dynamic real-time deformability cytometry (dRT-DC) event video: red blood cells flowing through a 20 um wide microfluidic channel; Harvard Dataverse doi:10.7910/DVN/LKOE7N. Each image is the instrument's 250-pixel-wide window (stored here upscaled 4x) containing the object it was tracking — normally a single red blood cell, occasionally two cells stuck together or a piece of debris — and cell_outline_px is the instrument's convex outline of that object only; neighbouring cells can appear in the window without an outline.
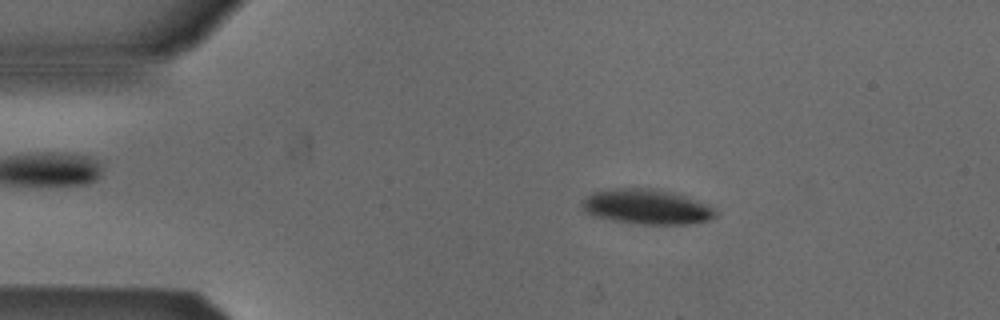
{"species": "Egyptian fruit bat (a non-hibernating species)", "species_latin": "Rousettus aegyptiacus", "temperature_condition": "cold", "stored_images_in_passage": 39, "camera_frame_rate_fps": 3000, "um_per_image_px": 0.085, "animal": {"sex": "male"}, "frame": {"image": 1, "passage_image": 9, "time_ms": 2.667, "image_size_px": [1000, 320], "cell_outline_px": [[716, 216], [708, 220], [684, 224], [640, 224], [612, 220], [592, 216], [580, 204], [592, 192], [612, 188], [652, 188], [684, 196], [704, 204], [712, 208], [716, 212]], "centroid_in_image_um": [54.91, 17.58], "position_along_channel_um": 30.1, "area_um2": 26.7}}
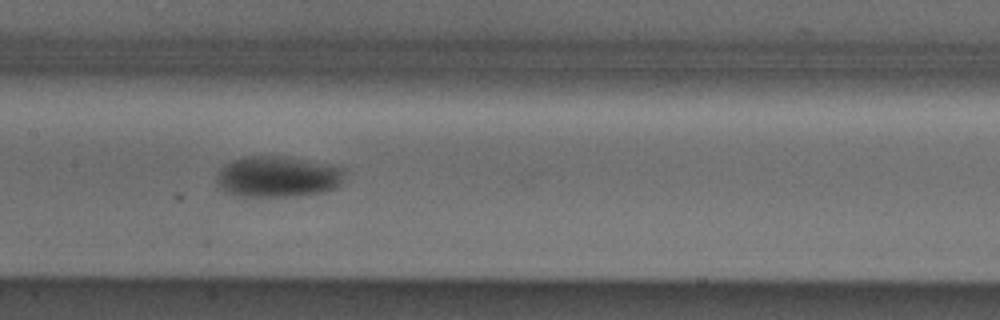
{"frame": {"image": 2, "passage_image": 25, "time_ms": 8.0, "image_size_px": [1000, 320], "cell_outline_px": [[344, 180], [336, 188], [324, 192], [300, 196], [236, 196], [224, 192], [216, 188], [216, 176], [220, 168], [224, 164], [232, 160], [252, 156], [276, 156], [344, 168]], "centroid_in_image_um": [23.53, 15.06], "position_along_channel_um": 183.9, "area_um2": 30.58}}
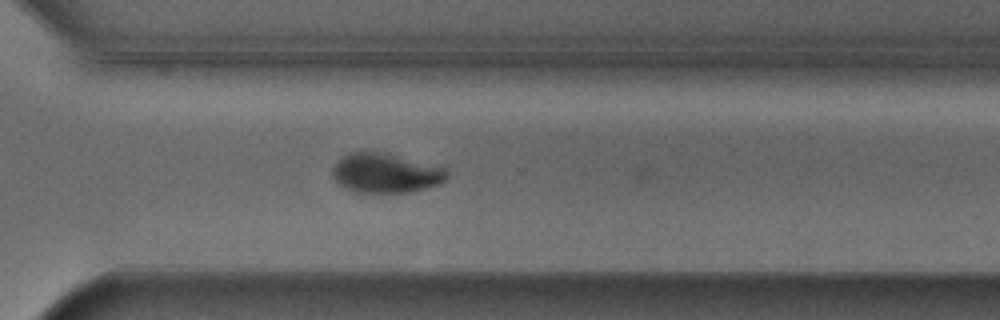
{"frame": {"image": 3, "passage_image": 37, "time_ms": 12.0, "image_size_px": [1000, 320], "cell_outline_px": [[448, 176], [440, 184], [408, 192], [356, 192], [344, 188], [332, 176], [332, 168], [348, 152], [384, 152], [444, 168], [448, 172]], "centroid_in_image_um": [32.76, 14.71], "position_along_channel_um": 337.8, "area_um2": 25.95}}